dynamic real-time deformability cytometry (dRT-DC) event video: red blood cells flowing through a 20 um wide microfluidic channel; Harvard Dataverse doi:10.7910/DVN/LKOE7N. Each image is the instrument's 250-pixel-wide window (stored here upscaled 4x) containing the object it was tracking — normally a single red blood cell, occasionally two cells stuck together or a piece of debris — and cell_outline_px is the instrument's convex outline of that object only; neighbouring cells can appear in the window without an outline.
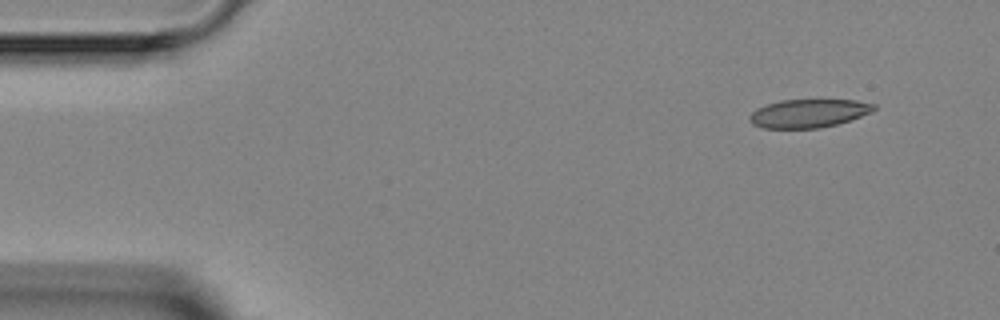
{"species": "Egyptian fruit bat (a non-hibernating species)", "species_latin": "Rousettus aegyptiacus", "temperature_condition": "room temperature", "stored_images_in_passage": 7, "camera_frame_rate_fps": 3000, "um_per_image_px": 0.085, "animal": {"sex": "female"}, "frame": {"image": 1, "passage_image": 1, "time_ms": 0.0, "image_size_px": [1000, 320], "cell_outline_px": [[876, 108], [872, 112], [836, 124], [820, 128], [760, 128], [752, 124], [748, 120], [748, 116], [756, 108], [780, 100], [856, 100], [876, 104]], "centroid_in_image_um": [68.69, 9.63], "position_along_channel_um": 16.3, "area_um2": 20.58}}
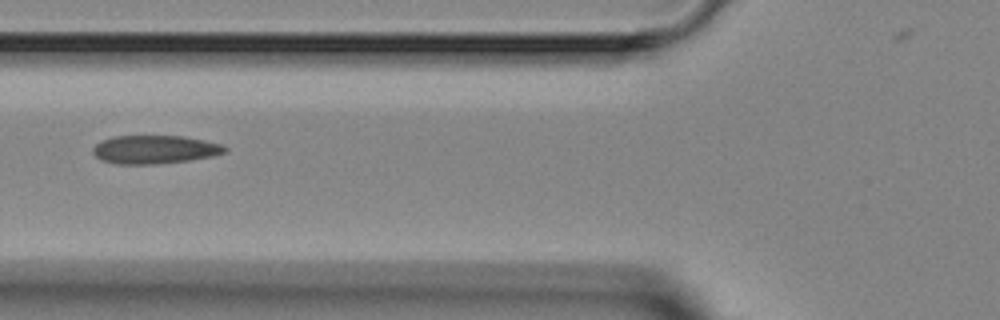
{"frame": {"image": 2, "passage_image": 5, "time_ms": 4.667, "image_size_px": [1000, 320], "cell_outline_px": [[228, 148], [224, 152], [212, 156], [188, 160], [156, 164], [116, 164], [100, 160], [92, 152], [92, 148], [100, 140], [112, 136], [184, 136], [224, 144]], "centroid_in_image_um": [13.12, 12.7], "position_along_channel_um": 112.7, "area_um2": 21.96}}
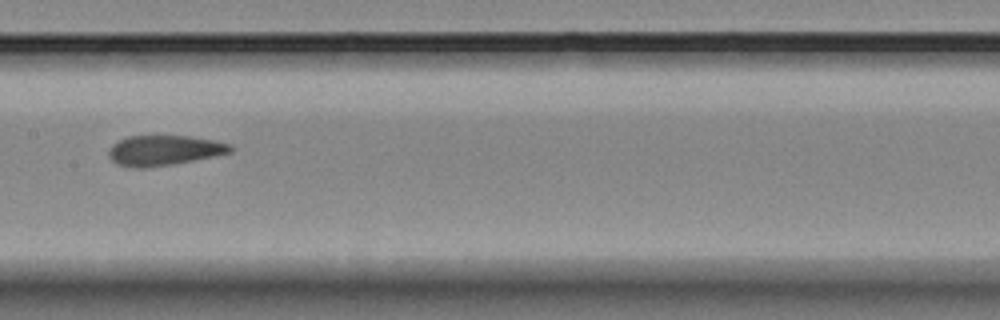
{"frame": {"image": 3, "passage_image": 7, "time_ms": 6.667, "image_size_px": [1000, 320], "cell_outline_px": [[236, 148], [232, 152], [216, 156], [172, 164], [148, 168], [132, 168], [116, 164], [108, 156], [108, 148], [112, 144], [128, 136], [188, 136], [216, 140], [232, 144]], "centroid_in_image_um": [13.97, 12.79], "position_along_channel_um": 193.4, "area_um2": 21.73}}